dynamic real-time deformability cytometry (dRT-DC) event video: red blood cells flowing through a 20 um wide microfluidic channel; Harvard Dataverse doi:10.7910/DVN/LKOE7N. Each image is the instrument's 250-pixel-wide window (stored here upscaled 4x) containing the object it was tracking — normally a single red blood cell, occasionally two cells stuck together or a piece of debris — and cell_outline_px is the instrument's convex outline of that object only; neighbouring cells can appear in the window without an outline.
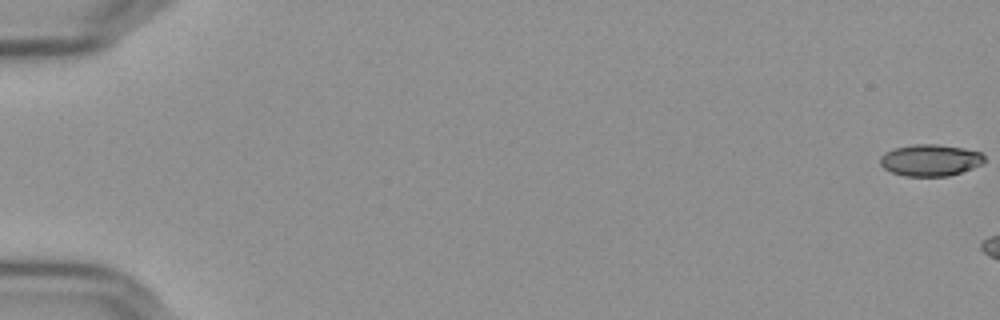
{"species": "Egyptian fruit bat (a non-hibernating species)", "species_latin": "Rousettus aegyptiacus", "temperature_condition": "cold", "stored_images_in_passage": 7, "camera_frame_rate_fps": 3000, "um_per_image_px": 0.085, "frame": {"image": 1, "passage_image": 1, "time_ms": 0.0, "image_size_px": [1000, 320], "cell_outline_px": [[984, 164], [948, 176], [904, 176], [892, 172], [884, 168], [880, 164], [880, 156], [884, 152], [896, 148], [912, 144], [936, 144], [964, 148], [980, 152], [984, 156]], "centroid_in_image_um": [79.07, 13.61], "position_along_channel_um": 5.9, "area_um2": 19.25}}